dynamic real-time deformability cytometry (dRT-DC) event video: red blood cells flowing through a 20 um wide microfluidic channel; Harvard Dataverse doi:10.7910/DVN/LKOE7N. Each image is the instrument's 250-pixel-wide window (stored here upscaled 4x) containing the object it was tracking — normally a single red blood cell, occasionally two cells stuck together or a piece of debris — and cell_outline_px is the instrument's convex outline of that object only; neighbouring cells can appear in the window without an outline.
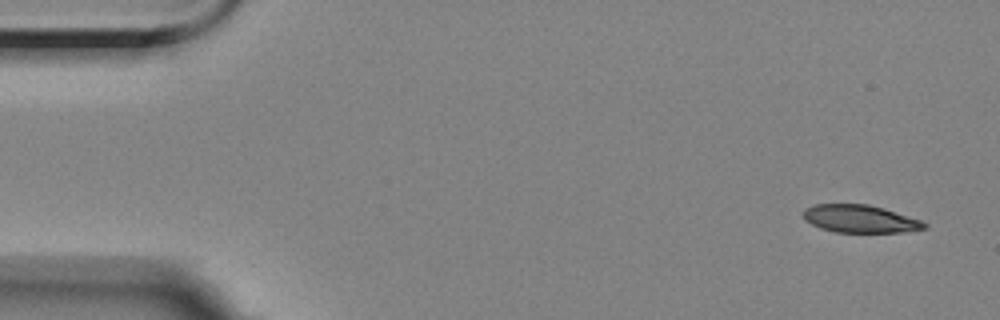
{"species": "Egyptian fruit bat (a non-hibernating species)", "species_latin": "Rousettus aegyptiacus", "temperature_condition": "room temperature", "stored_images_in_passage": 4, "camera_frame_rate_fps": 3000, "um_per_image_px": 0.085, "animal": {"sex": "female"}, "frame": {"image": 1, "passage_image": 1, "time_ms": 0.0, "image_size_px": [1000, 320], "cell_outline_px": [[928, 228], [904, 232], [836, 232], [820, 228], [804, 220], [804, 208], [812, 204], [868, 204], [884, 208], [920, 220], [928, 224]], "centroid_in_image_um": [73.1, 18.6], "position_along_channel_um": 11.9, "area_um2": 19.59}}